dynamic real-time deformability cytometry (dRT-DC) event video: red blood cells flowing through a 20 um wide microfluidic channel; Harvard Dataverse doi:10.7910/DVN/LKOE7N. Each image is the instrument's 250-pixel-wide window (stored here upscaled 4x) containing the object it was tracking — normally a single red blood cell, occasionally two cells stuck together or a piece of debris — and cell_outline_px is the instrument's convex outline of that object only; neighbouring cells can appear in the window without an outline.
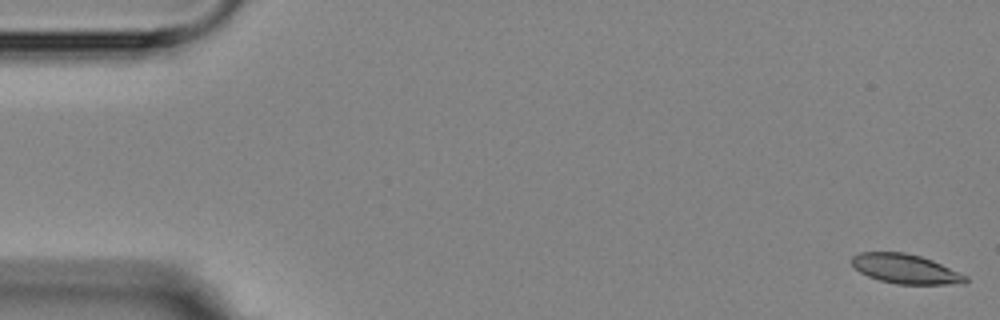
{"species": "Egyptian fruit bat (a non-hibernating species)", "species_latin": "Rousettus aegyptiacus", "temperature_condition": "room temperature", "stored_images_in_passage": 10, "camera_frame_rate_fps": 3000, "um_per_image_px": 0.085, "animal": {"sex": "female"}, "frame": {"image": 1, "passage_image": 1, "time_ms": 0.0, "image_size_px": [1000, 320], "cell_outline_px": [[968, 280], [964, 284], [896, 284], [880, 280], [868, 276], [860, 272], [852, 264], [852, 256], [860, 252], [904, 252], [920, 256], [932, 260], [968, 276]], "centroid_in_image_um": [76.98, 22.86], "position_along_channel_um": 8.0, "area_um2": 19.48}}
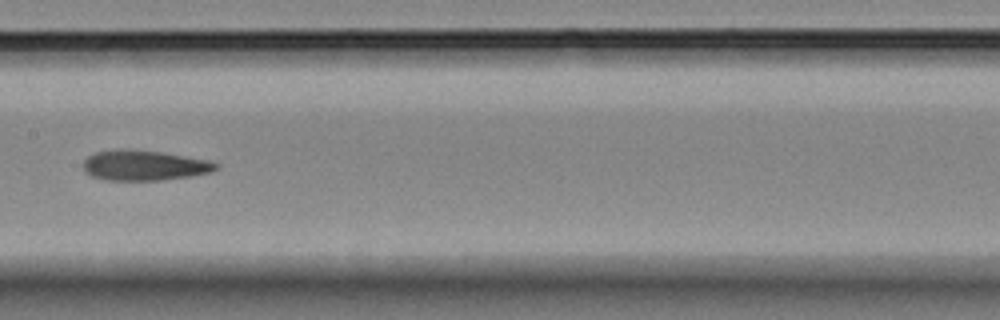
{"frame": {"image": 2, "passage_image": 9, "time_ms": 14.0, "image_size_px": [1000, 320], "cell_outline_px": [[220, 164], [216, 168], [208, 172], [192, 176], [160, 180], [104, 180], [92, 176], [84, 172], [84, 160], [88, 156], [96, 152], [128, 148], [160, 152], [208, 160]], "centroid_in_image_um": [12.22, 14.06], "position_along_channel_um": 195.2, "area_um2": 23.24}}
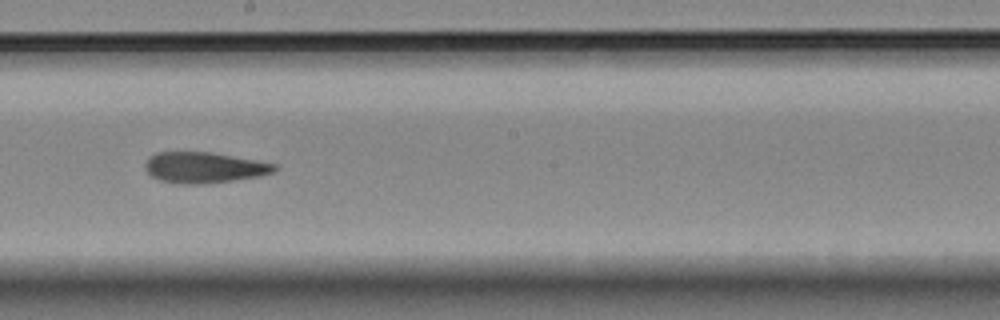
{"frame": {"image": 3, "passage_image": 10, "time_ms": 15.0, "image_size_px": [1000, 320], "cell_outline_px": [[280, 168], [272, 172], [260, 176], [232, 180], [196, 184], [180, 184], [160, 180], [152, 176], [144, 168], [144, 164], [148, 156], [156, 152], [212, 152], [256, 160], [276, 164]], "centroid_in_image_um": [17.33, 14.23], "position_along_channel_um": 230.9, "area_um2": 23.24}}